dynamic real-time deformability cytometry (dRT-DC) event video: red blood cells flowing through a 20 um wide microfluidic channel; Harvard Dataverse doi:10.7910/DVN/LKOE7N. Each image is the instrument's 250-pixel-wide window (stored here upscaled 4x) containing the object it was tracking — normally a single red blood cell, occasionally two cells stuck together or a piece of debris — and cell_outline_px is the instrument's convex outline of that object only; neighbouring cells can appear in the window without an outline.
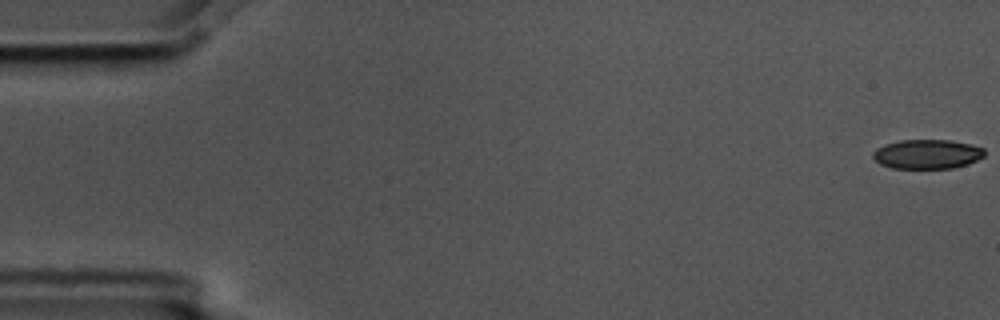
{"species": "common noctule bat (a hibernating species)", "species_latin": "Nyctalus noctula", "temperature_condition": "cold", "stored_images_in_passage": 4, "camera_frame_rate_fps": 3000, "um_per_image_px": 0.085, "animal": {"sex": "male", "body_mass_g": 17.5, "forearm_length_mm": 52.3}, "frame": {"image": 1, "passage_image": 1, "time_ms": 0.0, "image_size_px": [1000, 320], "cell_outline_px": [[984, 156], [968, 164], [952, 168], [892, 168], [880, 164], [872, 156], [872, 152], [876, 148], [884, 144], [900, 140], [952, 140], [984, 148]], "centroid_in_image_um": [78.78, 13.1], "position_along_channel_um": 6.2, "area_um2": 19.07}}